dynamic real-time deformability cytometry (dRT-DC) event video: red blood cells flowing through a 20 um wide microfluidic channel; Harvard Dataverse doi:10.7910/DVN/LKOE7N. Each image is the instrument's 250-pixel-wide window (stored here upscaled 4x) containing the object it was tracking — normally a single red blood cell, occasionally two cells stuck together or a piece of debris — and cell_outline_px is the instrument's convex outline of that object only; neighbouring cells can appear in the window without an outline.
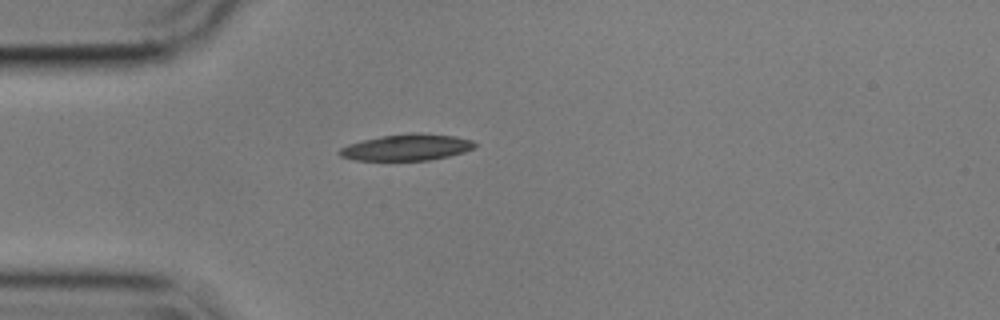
{"species": "common noctule bat (a hibernating species)", "species_latin": "Nyctalus noctula", "temperature_condition": "cold", "stored_images_in_passage": 41, "camera_frame_rate_fps": 3000, "um_per_image_px": 0.085, "animal": {"sex": "male", "body_mass_g": 17.9}, "frame": {"image": 1, "passage_image": 1, "time_ms": 0.0, "image_size_px": [1000, 320], "cell_outline_px": [[476, 148], [464, 152], [448, 156], [428, 160], [356, 160], [340, 156], [336, 152], [340, 148], [348, 144], [380, 136], [412, 132], [416, 132], [456, 136], [472, 140], [476, 144]], "centroid_in_image_um": [34.58, 12.51], "position_along_channel_um": 50.4, "area_um2": 20.87}}
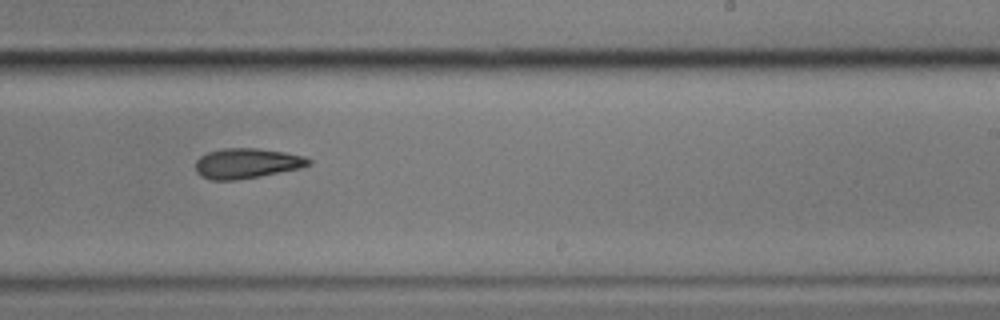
{"frame": {"image": 2, "passage_image": 20, "time_ms": 6.333, "image_size_px": [1000, 320], "cell_outline_px": [[312, 164], [300, 168], [260, 176], [236, 180], [212, 180], [200, 176], [196, 172], [196, 160], [200, 156], [208, 152], [224, 148], [256, 148], [284, 152], [304, 156], [312, 160]], "centroid_in_image_um": [20.97, 13.88], "position_along_channel_um": 268.0, "area_um2": 19.88}}
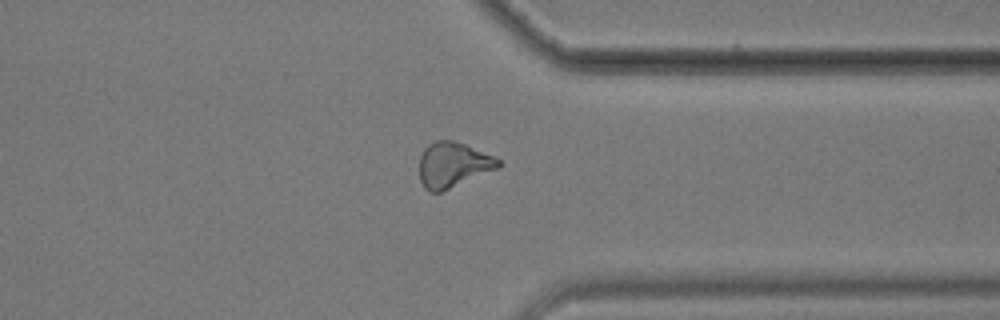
{"frame": {"image": 3, "passage_image": 29, "time_ms": 9.333, "image_size_px": [1000, 320], "cell_outline_px": [[500, 168], [440, 192], [428, 192], [424, 188], [420, 180], [420, 156], [424, 148], [428, 144], [436, 140], [452, 140], [464, 144], [496, 156], [500, 160]], "centroid_in_image_um": [38.51, 14.0], "position_along_channel_um": 372.9, "area_um2": 20.92}, "authors_computed_cell_mechanics": {"area_um2": 20.5768, "velocity_mm_per_s": 3.5905, "shape_relaxation_time_tau1_ms": 6.5252, "shape_relaxation_time_tau2_ms": 7.2167, "deformation_change_tau1": 0.1479, "deformation_change_tau2": 0.1856}}